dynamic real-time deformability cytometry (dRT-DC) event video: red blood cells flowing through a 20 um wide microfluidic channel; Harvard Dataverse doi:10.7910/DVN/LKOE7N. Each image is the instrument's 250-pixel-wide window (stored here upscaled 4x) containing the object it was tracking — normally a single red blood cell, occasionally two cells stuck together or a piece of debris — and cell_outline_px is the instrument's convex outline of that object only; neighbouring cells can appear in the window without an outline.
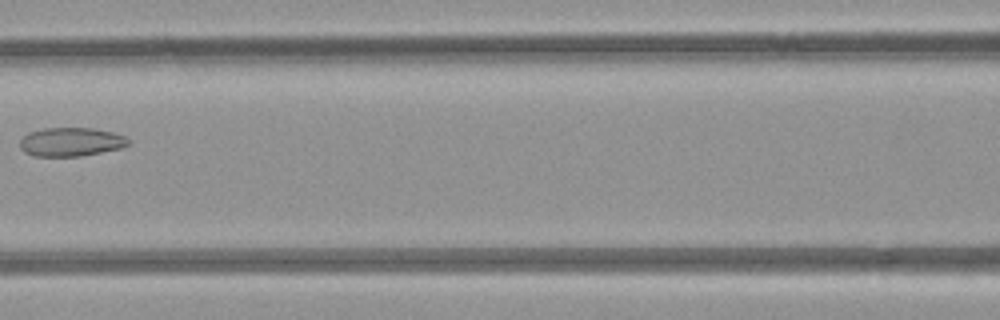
{"species": "common noctule bat (a hibernating species)", "species_latin": "Nyctalus noctula", "temperature_condition": "room temperature", "stored_images_in_passage": 7, "camera_frame_rate_fps": 3000, "um_per_image_px": 0.085, "animal": {"sex": "female", "body_mass_g": 21.9}, "frame": {"image": 1, "passage_image": 7, "time_ms": 7.667, "image_size_px": [1000, 320], "cell_outline_px": [[128, 144], [120, 148], [80, 156], [32, 156], [24, 152], [20, 148], [20, 140], [28, 132], [44, 128], [92, 128], [112, 132], [124, 136], [128, 140]], "centroid_in_image_um": [5.98, 12.06], "position_along_channel_um": 160.6, "area_um2": 18.03}}